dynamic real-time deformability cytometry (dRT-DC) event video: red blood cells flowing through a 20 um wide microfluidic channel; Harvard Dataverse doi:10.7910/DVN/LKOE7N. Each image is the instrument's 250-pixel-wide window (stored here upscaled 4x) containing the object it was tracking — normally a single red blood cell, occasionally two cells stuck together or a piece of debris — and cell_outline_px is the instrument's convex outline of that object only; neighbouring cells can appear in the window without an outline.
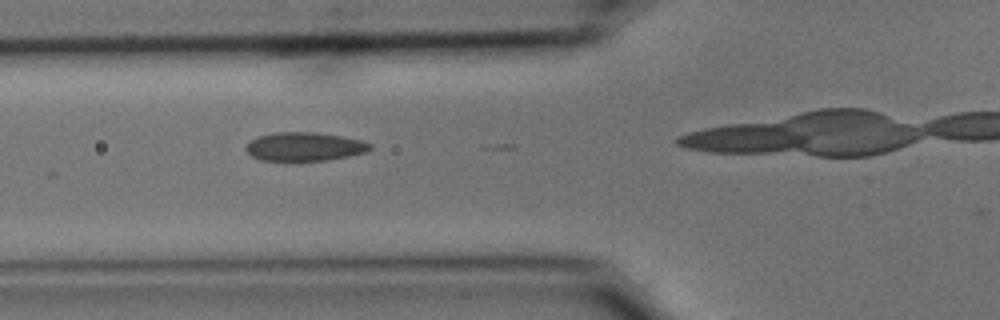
{"species": "common noctule bat (a hibernating species)", "species_latin": "Nyctalus noctula", "temperature_condition": "cold", "stored_images_in_passage": 4, "camera_frame_rate_fps": 3000, "um_per_image_px": 0.085, "animal": {"sex": "male", "body_mass_g": 15.6}, "frame": {"image": 1, "passage_image": 3, "time_ms": 0.667, "image_size_px": [1000, 320], "cell_outline_px": [[372, 148], [368, 152], [348, 156], [324, 160], [260, 160], [252, 156], [244, 148], [248, 140], [256, 136], [276, 132], [316, 132], [340, 136], [360, 140], [372, 144]], "centroid_in_image_um": [25.85, 12.45], "position_along_channel_um": 100.0, "area_um2": 20.75}}